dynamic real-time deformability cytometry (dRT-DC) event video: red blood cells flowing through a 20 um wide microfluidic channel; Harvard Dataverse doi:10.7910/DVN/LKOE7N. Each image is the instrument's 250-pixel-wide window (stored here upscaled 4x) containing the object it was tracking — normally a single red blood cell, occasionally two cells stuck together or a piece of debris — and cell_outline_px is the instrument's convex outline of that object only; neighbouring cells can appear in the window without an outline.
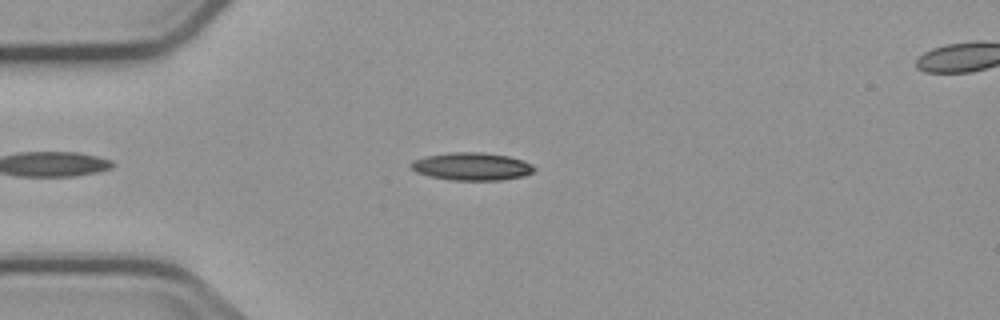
{"species": "common noctule bat (a hibernating species)", "species_latin": "Nyctalus noctula", "temperature_condition": "cold", "stored_images_in_passage": 3, "camera_frame_rate_fps": 3000, "um_per_image_px": 0.085, "animal": {"sex": "male", "body_mass_g": 23.1, "forearm_length_mm": 52.7}, "frame": {"image": 1, "passage_image": 2, "time_ms": 1.333, "image_size_px": [1000, 320], "cell_outline_px": [[536, 168], [532, 172], [524, 176], [500, 180], [452, 180], [428, 176], [416, 172], [408, 164], [412, 160], [424, 156], [448, 152], [484, 152], [508, 156], [524, 160], [532, 164]], "centroid_in_image_um": [40.08, 14.14], "position_along_channel_um": 44.9, "area_um2": 20.17}}